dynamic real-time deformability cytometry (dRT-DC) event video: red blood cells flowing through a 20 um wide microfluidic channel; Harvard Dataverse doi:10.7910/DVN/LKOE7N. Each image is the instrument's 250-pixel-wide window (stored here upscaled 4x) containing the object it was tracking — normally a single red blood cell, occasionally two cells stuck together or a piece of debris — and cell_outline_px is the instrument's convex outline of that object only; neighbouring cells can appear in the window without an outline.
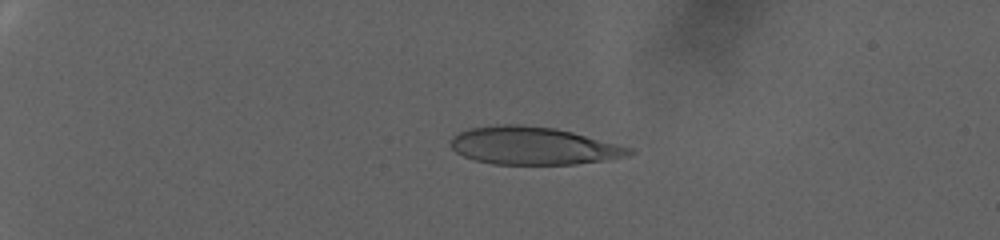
{"species": "human", "species_latin": "Homo sapiens", "temperature_condition": "warm", "stored_images_in_passage": 79, "camera_frame_rate_fps": 3000, "um_per_image_px": 0.085, "donor": {"sex": "female"}, "frame": {"image": 1, "passage_image": 18, "time_ms": 5.667, "image_size_px": [1000, 240], "cell_outline_px": [[636, 152], [628, 156], [572, 164], [492, 164], [476, 160], [464, 156], [456, 152], [452, 148], [452, 136], [468, 128], [496, 124], [520, 124], [556, 128], [572, 132], [632, 148]], "centroid_in_image_um": [45.3, 12.38], "position_along_channel_um": 39.7, "area_um2": 39.02}}
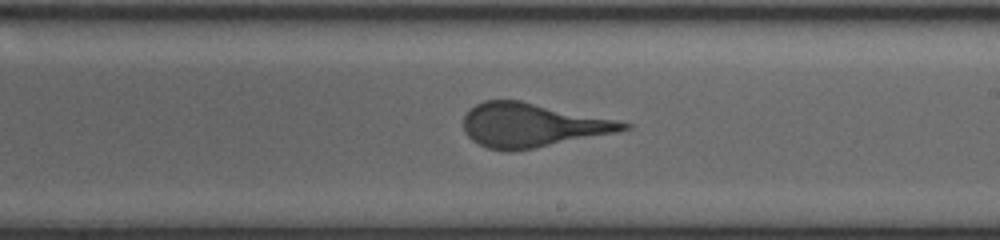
{"frame": {"image": 2, "passage_image": 51, "time_ms": 16.667, "image_size_px": [1000, 240], "cell_outline_px": [[632, 128], [616, 132], [532, 148], [508, 152], [504, 152], [488, 148], [472, 140], [464, 132], [464, 116], [476, 104], [484, 100], [520, 100], [616, 120], [632, 124]], "centroid_in_image_um": [45.19, 10.64], "position_along_channel_um": 243.8, "area_um2": 40.4}}
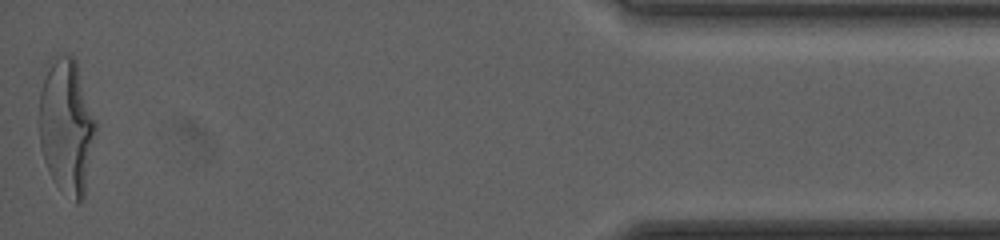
{"frame": {"image": 3, "passage_image": 79, "time_ms": 26.0, "image_size_px": [1000, 240], "cell_outline_px": [[96, 128], [84, 196], [76, 204], [52, 180], [44, 160], [40, 148], [40, 92], [52, 56], [68, 52], [76, 60], [96, 124]], "centroid_in_image_um": [5.65, 10.73], "position_along_channel_um": 429.6, "area_um2": 43.99}}